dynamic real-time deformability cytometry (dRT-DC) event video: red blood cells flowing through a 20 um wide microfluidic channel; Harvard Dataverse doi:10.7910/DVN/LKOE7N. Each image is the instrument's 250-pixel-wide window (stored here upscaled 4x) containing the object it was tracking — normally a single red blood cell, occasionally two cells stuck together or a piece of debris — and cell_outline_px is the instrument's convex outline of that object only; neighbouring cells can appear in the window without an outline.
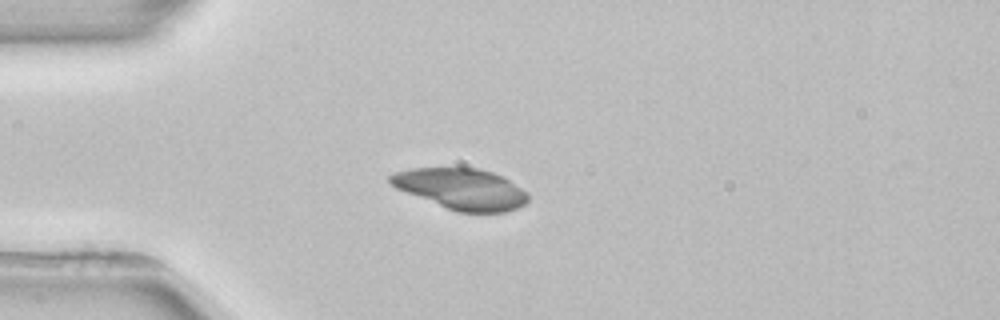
{"species": "common noctule bat (a hibernating species)", "species_latin": "Nyctalus noctula", "temperature_condition": "room temperature", "stored_images_in_passage": 2, "camera_frame_rate_fps": 3000, "um_per_image_px": 0.085, "animal": {"sex": "female", "body_mass_g": 22.7, "forearm_length_mm": 54.2}, "frame": {"image": 1, "passage_image": 2, "time_ms": 2.667, "image_size_px": [1000, 320], "cell_outline_px": [[528, 200], [524, 204], [516, 208], [504, 212], [456, 212], [396, 188], [388, 180], [388, 176], [396, 172], [412, 168], [476, 168], [492, 172], [508, 180], [528, 192]], "centroid_in_image_um": [39.21, 16.06], "position_along_channel_um": 45.8, "area_um2": 32.54}}